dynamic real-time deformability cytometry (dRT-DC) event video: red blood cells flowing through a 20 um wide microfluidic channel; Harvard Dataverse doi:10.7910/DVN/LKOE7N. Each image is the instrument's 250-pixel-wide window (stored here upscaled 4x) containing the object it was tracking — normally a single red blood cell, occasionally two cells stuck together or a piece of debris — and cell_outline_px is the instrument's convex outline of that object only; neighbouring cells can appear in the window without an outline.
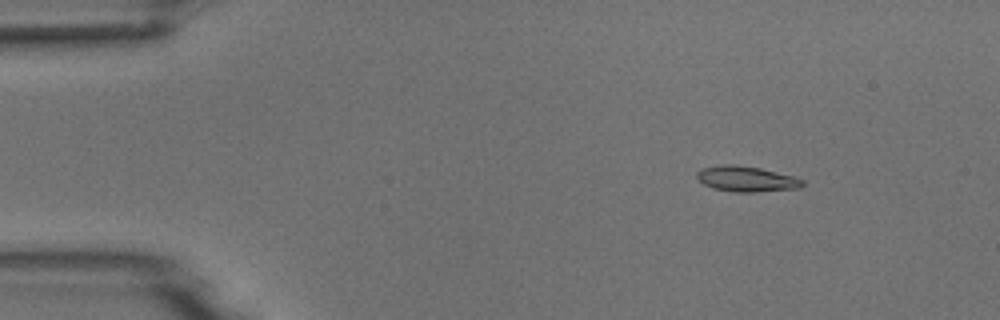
{"species": "common noctule bat (a hibernating species)", "species_latin": "Nyctalus noctula", "temperature_condition": "room temperature", "stored_images_in_passage": 5, "camera_frame_rate_fps": 3000, "um_per_image_px": 0.085, "animal": {"sex": "male", "body_mass_g": 18.8}, "frame": {"image": 1, "passage_image": 1, "time_ms": 0.0, "image_size_px": [1000, 320], "cell_outline_px": [[804, 184], [800, 188], [756, 192], [732, 192], [712, 188], [704, 184], [696, 176], [696, 172], [704, 168], [720, 164], [736, 164], [760, 168], [792, 176], [804, 180]], "centroid_in_image_um": [63.44, 15.21], "position_along_channel_um": 21.6, "area_um2": 15.72}}
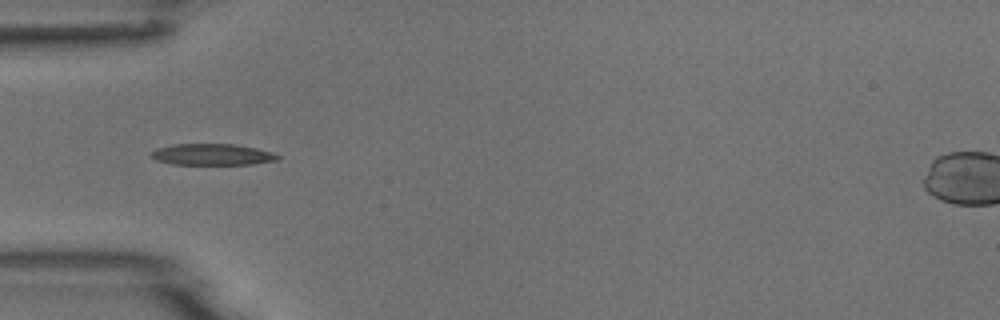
{"frame": {"image": 2, "passage_image": 4, "time_ms": 3.333, "image_size_px": [1000, 320], "cell_outline_px": [[280, 156], [276, 160], [252, 164], [172, 164], [156, 160], [148, 156], [148, 152], [156, 148], [172, 144], [236, 144], [256, 148], [272, 152]], "centroid_in_image_um": [17.96, 13.12], "position_along_channel_um": 67.0, "area_um2": 15.84}}